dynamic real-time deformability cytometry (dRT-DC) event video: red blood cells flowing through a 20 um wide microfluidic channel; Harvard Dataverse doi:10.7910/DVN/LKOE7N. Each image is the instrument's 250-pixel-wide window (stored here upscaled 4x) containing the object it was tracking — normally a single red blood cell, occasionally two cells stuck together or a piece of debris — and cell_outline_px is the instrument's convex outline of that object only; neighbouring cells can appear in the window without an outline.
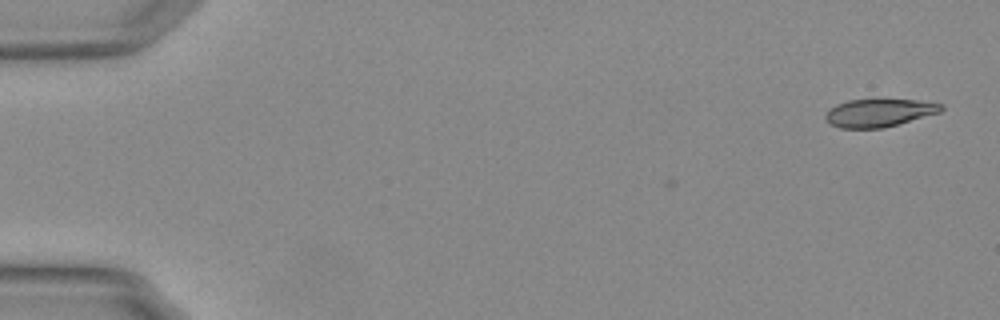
{"species": "Egyptian fruit bat (a non-hibernating species)", "species_latin": "Rousettus aegyptiacus", "temperature_condition": "warm", "stored_images_in_passage": 3, "camera_frame_rate_fps": 3000, "um_per_image_px": 0.085, "animal": {"sex": "female"}, "frame": {"image": 1, "passage_image": 1, "time_ms": 0.0, "image_size_px": [1000, 320], "cell_outline_px": [[944, 108], [940, 112], [896, 124], [880, 128], [840, 128], [832, 124], [824, 116], [836, 104], [848, 100], [916, 100], [944, 104]], "centroid_in_image_um": [74.74, 9.58], "position_along_channel_um": 10.3, "area_um2": 18.32}}